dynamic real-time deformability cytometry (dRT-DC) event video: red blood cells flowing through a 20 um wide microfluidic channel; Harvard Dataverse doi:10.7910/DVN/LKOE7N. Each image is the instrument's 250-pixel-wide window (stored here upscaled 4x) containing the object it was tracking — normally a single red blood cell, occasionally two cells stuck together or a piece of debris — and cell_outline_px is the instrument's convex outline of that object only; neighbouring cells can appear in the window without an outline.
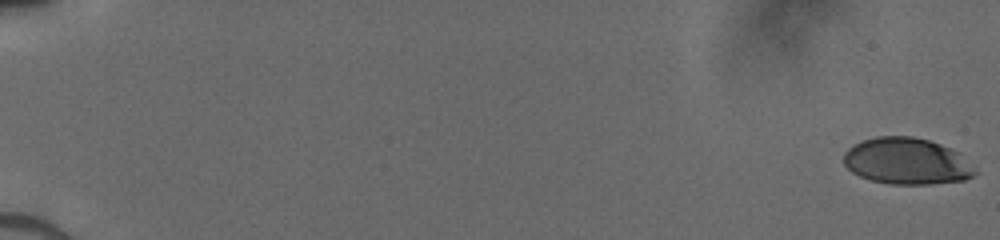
{"species": "human", "species_latin": "Homo sapiens", "temperature_condition": "cold", "stored_images_in_passage": 52, "camera_frame_rate_fps": 3000, "um_per_image_px": 0.085, "donor": {"sex": "male"}, "frame": {"image": 1, "passage_image": 1, "time_ms": 0.0, "image_size_px": [1000, 240], "cell_outline_px": [[976, 172], [972, 176], [964, 180], [932, 184], [892, 184], [872, 180], [860, 176], [852, 172], [844, 164], [844, 152], [848, 148], [864, 140], [876, 136], [912, 136], [928, 140], [940, 144], [956, 152]], "centroid_in_image_um": [77.01, 13.7], "position_along_channel_um": 8.0, "area_um2": 34.97}}
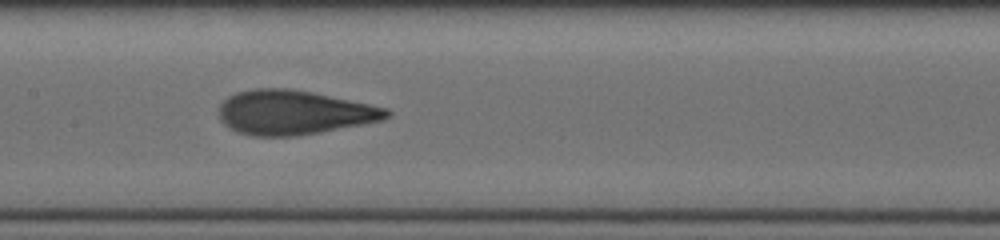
{"frame": {"image": 2, "passage_image": 29, "time_ms": 9.333, "image_size_px": [1000, 240], "cell_outline_px": [[392, 112], [384, 120], [320, 132], [296, 136], [252, 136], [236, 132], [228, 128], [220, 120], [220, 104], [228, 96], [236, 92], [256, 88], [288, 88], [312, 92], [388, 108]], "centroid_in_image_um": [24.95, 9.56], "position_along_channel_um": 182.4, "area_um2": 43.35}}
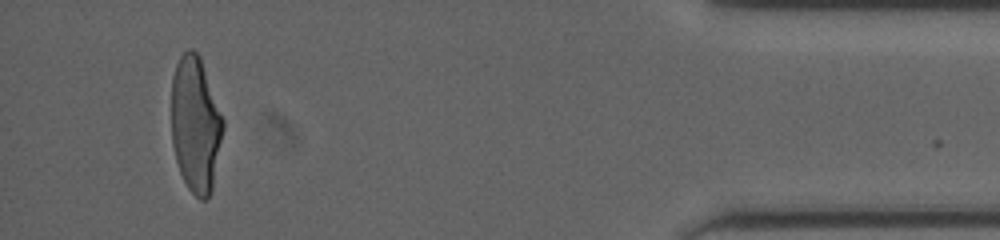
{"frame": {"image": 3, "passage_image": 50, "time_ms": 16.333, "image_size_px": [1000, 240], "cell_outline_px": [[224, 128], [212, 188], [208, 196], [204, 200], [200, 200], [188, 188], [180, 172], [176, 160], [172, 140], [172, 80], [176, 64], [180, 56], [188, 48], [192, 48], [200, 56], [224, 120]], "centroid_in_image_um": [16.62, 10.56], "position_along_channel_um": 418.6, "area_um2": 40.63}}